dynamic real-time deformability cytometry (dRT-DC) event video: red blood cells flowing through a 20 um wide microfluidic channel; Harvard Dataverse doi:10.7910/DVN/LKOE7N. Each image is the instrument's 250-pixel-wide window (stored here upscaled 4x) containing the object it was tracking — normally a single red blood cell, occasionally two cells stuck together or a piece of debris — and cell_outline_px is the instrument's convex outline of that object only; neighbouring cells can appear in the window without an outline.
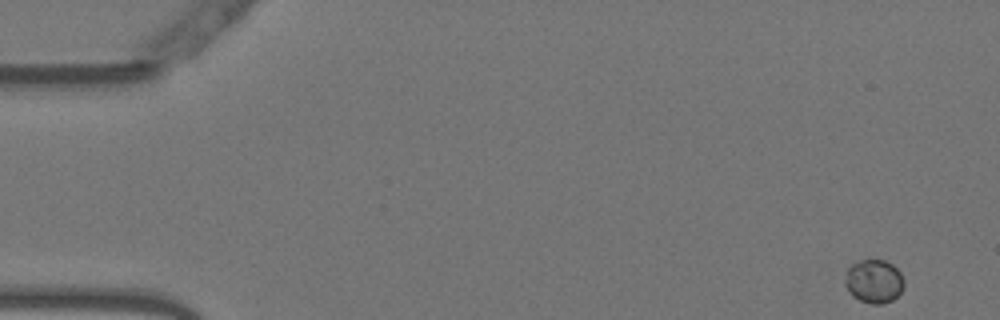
{"species": "Egyptian fruit bat (a non-hibernating species)", "species_latin": "Rousettus aegyptiacus", "temperature_condition": "warm", "stored_images_in_passage": 52, "camera_frame_rate_fps": 3000, "um_per_image_px": 0.085, "animal": {"sex": "female"}, "frame": {"image": 1, "passage_image": 1, "time_ms": 0.0, "image_size_px": [1000, 320], "cell_outline_px": [[904, 288], [892, 300], [884, 304], [872, 304], [860, 300], [852, 296], [844, 284], [844, 280], [848, 268], [852, 264], [860, 260], [884, 260], [892, 264], [900, 272], [904, 280]], "centroid_in_image_um": [74.28, 23.91], "position_along_channel_um": 10.7, "area_um2": 15.03}}
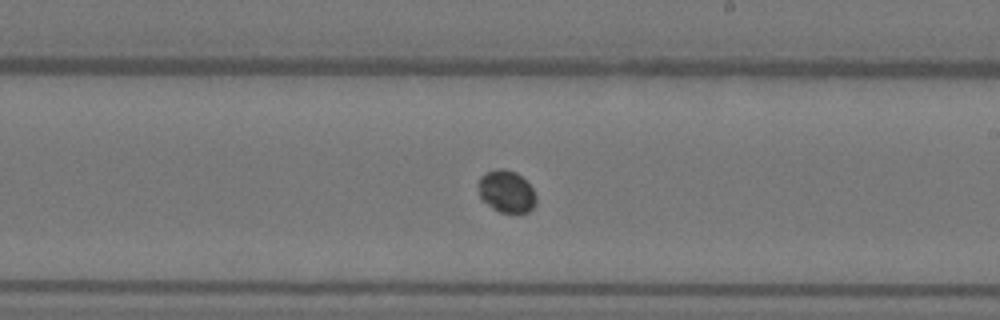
{"frame": {"image": 2, "passage_image": 30, "time_ms": 9.667, "image_size_px": [1000, 320], "cell_outline_px": [[536, 204], [528, 212], [500, 212], [492, 208], [480, 200], [476, 184], [480, 176], [496, 168], [504, 168], [516, 172], [532, 188], [536, 196]], "centroid_in_image_um": [42.99, 16.27], "position_along_channel_um": 246.0, "area_um2": 14.39}}
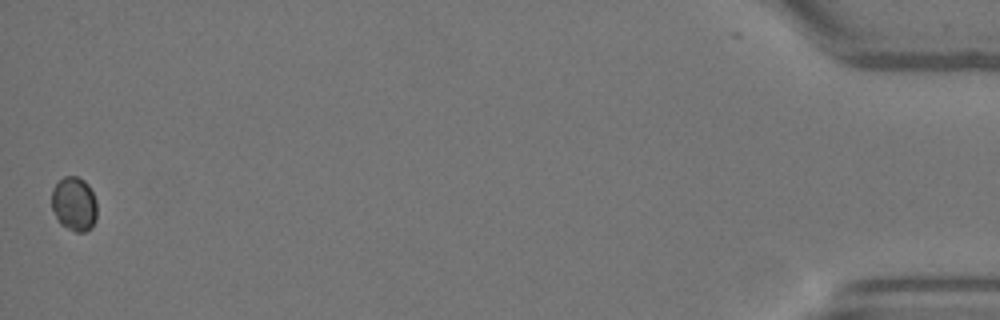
{"frame": {"image": 3, "passage_image": 52, "time_ms": 17.0, "image_size_px": [1000, 320], "cell_outline_px": [[96, 220], [92, 228], [84, 232], [76, 232], [60, 224], [52, 208], [52, 188], [64, 176], [76, 176], [84, 180], [88, 184], [96, 200]], "centroid_in_image_um": [6.31, 17.34], "position_along_channel_um": 428.9, "area_um2": 14.33}}